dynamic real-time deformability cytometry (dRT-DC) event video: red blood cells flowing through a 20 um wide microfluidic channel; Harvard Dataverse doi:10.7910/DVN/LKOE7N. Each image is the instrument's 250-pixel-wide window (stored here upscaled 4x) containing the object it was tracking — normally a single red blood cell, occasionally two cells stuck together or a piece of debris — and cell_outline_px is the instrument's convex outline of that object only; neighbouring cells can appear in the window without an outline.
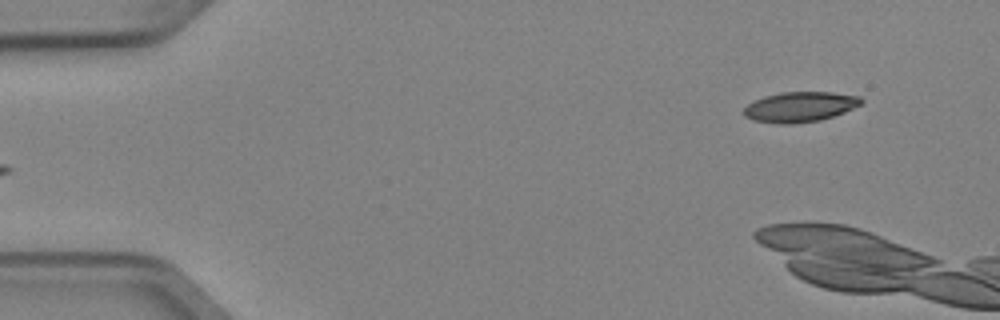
{"species": "Egyptian fruit bat (a non-hibernating species)", "species_latin": "Rousettus aegyptiacus", "temperature_condition": "cold", "stored_images_in_passage": 5, "camera_frame_rate_fps": 3000, "um_per_image_px": 0.085, "animal": {"sex": "female"}, "frame": {"image": 1, "passage_image": 5, "time_ms": 1.333, "image_size_px": [1000, 320], "cell_outline_px": [[864, 100], [860, 104], [844, 112], [820, 120], [792, 124], [780, 124], [752, 120], [744, 116], [744, 108], [748, 104], [764, 96], [780, 92], [832, 92], [860, 96]], "centroid_in_image_um": [67.98, 9.08], "position_along_channel_um": 17.0, "area_um2": 20.58}}